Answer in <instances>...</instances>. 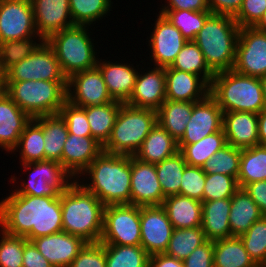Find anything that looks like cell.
<instances>
[{"mask_svg":"<svg viewBox=\"0 0 266 267\" xmlns=\"http://www.w3.org/2000/svg\"><path fill=\"white\" fill-rule=\"evenodd\" d=\"M6 81H67L52 47L44 40L38 48L6 72Z\"/></svg>","mask_w":266,"mask_h":267,"instance_id":"8fae6325","label":"cell"},{"mask_svg":"<svg viewBox=\"0 0 266 267\" xmlns=\"http://www.w3.org/2000/svg\"><path fill=\"white\" fill-rule=\"evenodd\" d=\"M170 67L196 74L202 77L209 85L215 75L207 66L202 51L194 41L186 42Z\"/></svg>","mask_w":266,"mask_h":267,"instance_id":"ab89813d","label":"cell"},{"mask_svg":"<svg viewBox=\"0 0 266 267\" xmlns=\"http://www.w3.org/2000/svg\"><path fill=\"white\" fill-rule=\"evenodd\" d=\"M162 207L174 229L193 228L202 225V202L177 194L165 197Z\"/></svg>","mask_w":266,"mask_h":267,"instance_id":"83f0119b","label":"cell"},{"mask_svg":"<svg viewBox=\"0 0 266 267\" xmlns=\"http://www.w3.org/2000/svg\"><path fill=\"white\" fill-rule=\"evenodd\" d=\"M231 198L202 202V229L210 241L231 237L229 213Z\"/></svg>","mask_w":266,"mask_h":267,"instance_id":"4316f807","label":"cell"},{"mask_svg":"<svg viewBox=\"0 0 266 267\" xmlns=\"http://www.w3.org/2000/svg\"><path fill=\"white\" fill-rule=\"evenodd\" d=\"M262 216L253 199L243 188H239L231 197L229 213L231 237L244 234Z\"/></svg>","mask_w":266,"mask_h":267,"instance_id":"f546056e","label":"cell"},{"mask_svg":"<svg viewBox=\"0 0 266 267\" xmlns=\"http://www.w3.org/2000/svg\"><path fill=\"white\" fill-rule=\"evenodd\" d=\"M223 130L227 144L243 149L259 145L258 114L252 112L223 113Z\"/></svg>","mask_w":266,"mask_h":267,"instance_id":"d4e9b609","label":"cell"},{"mask_svg":"<svg viewBox=\"0 0 266 267\" xmlns=\"http://www.w3.org/2000/svg\"><path fill=\"white\" fill-rule=\"evenodd\" d=\"M39 36L31 0H0V43Z\"/></svg>","mask_w":266,"mask_h":267,"instance_id":"4fadbf2b","label":"cell"},{"mask_svg":"<svg viewBox=\"0 0 266 267\" xmlns=\"http://www.w3.org/2000/svg\"><path fill=\"white\" fill-rule=\"evenodd\" d=\"M4 198L0 200V227L5 233L32 241L63 231L61 194L39 197L12 191Z\"/></svg>","mask_w":266,"mask_h":267,"instance_id":"6da1fadb","label":"cell"},{"mask_svg":"<svg viewBox=\"0 0 266 267\" xmlns=\"http://www.w3.org/2000/svg\"><path fill=\"white\" fill-rule=\"evenodd\" d=\"M140 67L133 92L126 104L157 111L166 100L165 68Z\"/></svg>","mask_w":266,"mask_h":267,"instance_id":"d6986e66","label":"cell"},{"mask_svg":"<svg viewBox=\"0 0 266 267\" xmlns=\"http://www.w3.org/2000/svg\"><path fill=\"white\" fill-rule=\"evenodd\" d=\"M24 237L5 233L0 228V267H22Z\"/></svg>","mask_w":266,"mask_h":267,"instance_id":"c3c4849f","label":"cell"},{"mask_svg":"<svg viewBox=\"0 0 266 267\" xmlns=\"http://www.w3.org/2000/svg\"><path fill=\"white\" fill-rule=\"evenodd\" d=\"M173 230L162 206H140V245L150 256L166 252Z\"/></svg>","mask_w":266,"mask_h":267,"instance_id":"2e32d148","label":"cell"},{"mask_svg":"<svg viewBox=\"0 0 266 267\" xmlns=\"http://www.w3.org/2000/svg\"><path fill=\"white\" fill-rule=\"evenodd\" d=\"M160 10L209 11L207 0H165Z\"/></svg>","mask_w":266,"mask_h":267,"instance_id":"9f6ffc18","label":"cell"},{"mask_svg":"<svg viewBox=\"0 0 266 267\" xmlns=\"http://www.w3.org/2000/svg\"><path fill=\"white\" fill-rule=\"evenodd\" d=\"M31 119L7 94L0 99V148L2 151L10 154Z\"/></svg>","mask_w":266,"mask_h":267,"instance_id":"484cf974","label":"cell"},{"mask_svg":"<svg viewBox=\"0 0 266 267\" xmlns=\"http://www.w3.org/2000/svg\"><path fill=\"white\" fill-rule=\"evenodd\" d=\"M103 151V146L92 137L69 134L62 153L63 167L77 179Z\"/></svg>","mask_w":266,"mask_h":267,"instance_id":"cb8c5ba5","label":"cell"},{"mask_svg":"<svg viewBox=\"0 0 266 267\" xmlns=\"http://www.w3.org/2000/svg\"><path fill=\"white\" fill-rule=\"evenodd\" d=\"M243 0H207L209 11L212 14H220L234 17L241 8Z\"/></svg>","mask_w":266,"mask_h":267,"instance_id":"6f0895ef","label":"cell"},{"mask_svg":"<svg viewBox=\"0 0 266 267\" xmlns=\"http://www.w3.org/2000/svg\"><path fill=\"white\" fill-rule=\"evenodd\" d=\"M6 94L31 118L57 114L67 101V81H6Z\"/></svg>","mask_w":266,"mask_h":267,"instance_id":"52a82bcc","label":"cell"},{"mask_svg":"<svg viewBox=\"0 0 266 267\" xmlns=\"http://www.w3.org/2000/svg\"><path fill=\"white\" fill-rule=\"evenodd\" d=\"M102 244L137 246L141 242L140 206L108 205L104 208Z\"/></svg>","mask_w":266,"mask_h":267,"instance_id":"30bf717a","label":"cell"},{"mask_svg":"<svg viewBox=\"0 0 266 267\" xmlns=\"http://www.w3.org/2000/svg\"><path fill=\"white\" fill-rule=\"evenodd\" d=\"M186 166L187 163L179 151L155 164L158 180L165 197L180 194V183Z\"/></svg>","mask_w":266,"mask_h":267,"instance_id":"60d3db41","label":"cell"},{"mask_svg":"<svg viewBox=\"0 0 266 267\" xmlns=\"http://www.w3.org/2000/svg\"><path fill=\"white\" fill-rule=\"evenodd\" d=\"M266 10V0H243L239 12L233 17L242 27H253Z\"/></svg>","mask_w":266,"mask_h":267,"instance_id":"f5cc1de1","label":"cell"},{"mask_svg":"<svg viewBox=\"0 0 266 267\" xmlns=\"http://www.w3.org/2000/svg\"><path fill=\"white\" fill-rule=\"evenodd\" d=\"M149 267H184L183 261L163 254L150 256Z\"/></svg>","mask_w":266,"mask_h":267,"instance_id":"91938a15","label":"cell"},{"mask_svg":"<svg viewBox=\"0 0 266 267\" xmlns=\"http://www.w3.org/2000/svg\"><path fill=\"white\" fill-rule=\"evenodd\" d=\"M178 151V142L157 122L134 157L145 163L157 164Z\"/></svg>","mask_w":266,"mask_h":267,"instance_id":"f1b7e54d","label":"cell"},{"mask_svg":"<svg viewBox=\"0 0 266 267\" xmlns=\"http://www.w3.org/2000/svg\"><path fill=\"white\" fill-rule=\"evenodd\" d=\"M66 90L67 101L77 107L102 105L114 101L97 66L69 77Z\"/></svg>","mask_w":266,"mask_h":267,"instance_id":"9a60e30c","label":"cell"},{"mask_svg":"<svg viewBox=\"0 0 266 267\" xmlns=\"http://www.w3.org/2000/svg\"><path fill=\"white\" fill-rule=\"evenodd\" d=\"M106 267H149L150 255L141 245L105 244Z\"/></svg>","mask_w":266,"mask_h":267,"instance_id":"74e56055","label":"cell"},{"mask_svg":"<svg viewBox=\"0 0 266 267\" xmlns=\"http://www.w3.org/2000/svg\"><path fill=\"white\" fill-rule=\"evenodd\" d=\"M59 114L64 118L69 134L92 137L86 116V107H77L66 101Z\"/></svg>","mask_w":266,"mask_h":267,"instance_id":"681fc988","label":"cell"},{"mask_svg":"<svg viewBox=\"0 0 266 267\" xmlns=\"http://www.w3.org/2000/svg\"><path fill=\"white\" fill-rule=\"evenodd\" d=\"M205 180L202 167L187 165L182 174L180 194L203 202Z\"/></svg>","mask_w":266,"mask_h":267,"instance_id":"f907efd6","label":"cell"},{"mask_svg":"<svg viewBox=\"0 0 266 267\" xmlns=\"http://www.w3.org/2000/svg\"><path fill=\"white\" fill-rule=\"evenodd\" d=\"M233 70L259 78L266 75V32L240 28Z\"/></svg>","mask_w":266,"mask_h":267,"instance_id":"7c38bea8","label":"cell"},{"mask_svg":"<svg viewBox=\"0 0 266 267\" xmlns=\"http://www.w3.org/2000/svg\"><path fill=\"white\" fill-rule=\"evenodd\" d=\"M169 22L177 27L187 41H193L204 26L210 11L160 10Z\"/></svg>","mask_w":266,"mask_h":267,"instance_id":"7bdbcfd3","label":"cell"},{"mask_svg":"<svg viewBox=\"0 0 266 267\" xmlns=\"http://www.w3.org/2000/svg\"><path fill=\"white\" fill-rule=\"evenodd\" d=\"M37 34L47 40L52 34L74 26L69 0H31Z\"/></svg>","mask_w":266,"mask_h":267,"instance_id":"44dd1931","label":"cell"},{"mask_svg":"<svg viewBox=\"0 0 266 267\" xmlns=\"http://www.w3.org/2000/svg\"><path fill=\"white\" fill-rule=\"evenodd\" d=\"M184 267H214L213 264V241L206 240L198 246L186 259Z\"/></svg>","mask_w":266,"mask_h":267,"instance_id":"db71d44e","label":"cell"},{"mask_svg":"<svg viewBox=\"0 0 266 267\" xmlns=\"http://www.w3.org/2000/svg\"><path fill=\"white\" fill-rule=\"evenodd\" d=\"M44 133L42 127L32 118L20 135L18 144L11 154L19 152V163L26 164L45 160ZM13 152V153H12Z\"/></svg>","mask_w":266,"mask_h":267,"instance_id":"8d00e7d4","label":"cell"},{"mask_svg":"<svg viewBox=\"0 0 266 267\" xmlns=\"http://www.w3.org/2000/svg\"><path fill=\"white\" fill-rule=\"evenodd\" d=\"M240 157L241 149L227 144L208 159L202 169L206 174L221 173L237 179Z\"/></svg>","mask_w":266,"mask_h":267,"instance_id":"f6af8a7d","label":"cell"},{"mask_svg":"<svg viewBox=\"0 0 266 267\" xmlns=\"http://www.w3.org/2000/svg\"><path fill=\"white\" fill-rule=\"evenodd\" d=\"M91 27L93 28L88 25H74L52 34L46 40L54 50L61 71L67 79L75 73L97 66L100 51L95 48L98 42L94 43L92 39L96 37H92L93 33L89 30Z\"/></svg>","mask_w":266,"mask_h":267,"instance_id":"8992f818","label":"cell"},{"mask_svg":"<svg viewBox=\"0 0 266 267\" xmlns=\"http://www.w3.org/2000/svg\"><path fill=\"white\" fill-rule=\"evenodd\" d=\"M156 123V110L137 108L123 103L120 106L111 136L103 146V151L134 156Z\"/></svg>","mask_w":266,"mask_h":267,"instance_id":"ba28073f","label":"cell"},{"mask_svg":"<svg viewBox=\"0 0 266 267\" xmlns=\"http://www.w3.org/2000/svg\"><path fill=\"white\" fill-rule=\"evenodd\" d=\"M243 189L259 207L263 216H266V180L249 183Z\"/></svg>","mask_w":266,"mask_h":267,"instance_id":"680465c9","label":"cell"},{"mask_svg":"<svg viewBox=\"0 0 266 267\" xmlns=\"http://www.w3.org/2000/svg\"><path fill=\"white\" fill-rule=\"evenodd\" d=\"M22 267H54L37 249L32 241L24 237Z\"/></svg>","mask_w":266,"mask_h":267,"instance_id":"11a10c76","label":"cell"},{"mask_svg":"<svg viewBox=\"0 0 266 267\" xmlns=\"http://www.w3.org/2000/svg\"><path fill=\"white\" fill-rule=\"evenodd\" d=\"M32 242L54 267H69L87 243L82 238L64 231L40 236Z\"/></svg>","mask_w":266,"mask_h":267,"instance_id":"7402d4cb","label":"cell"},{"mask_svg":"<svg viewBox=\"0 0 266 267\" xmlns=\"http://www.w3.org/2000/svg\"><path fill=\"white\" fill-rule=\"evenodd\" d=\"M260 81L262 84V91H263L264 100H265V104H266V75L260 77Z\"/></svg>","mask_w":266,"mask_h":267,"instance_id":"e7e4bbea","label":"cell"},{"mask_svg":"<svg viewBox=\"0 0 266 267\" xmlns=\"http://www.w3.org/2000/svg\"><path fill=\"white\" fill-rule=\"evenodd\" d=\"M227 145L224 130L214 132L200 141L178 145L179 152L183 155L187 165L202 167L218 150Z\"/></svg>","mask_w":266,"mask_h":267,"instance_id":"e575fe53","label":"cell"},{"mask_svg":"<svg viewBox=\"0 0 266 267\" xmlns=\"http://www.w3.org/2000/svg\"><path fill=\"white\" fill-rule=\"evenodd\" d=\"M164 199L155 164L145 163L131 156L130 204L162 206Z\"/></svg>","mask_w":266,"mask_h":267,"instance_id":"ac0fdd59","label":"cell"},{"mask_svg":"<svg viewBox=\"0 0 266 267\" xmlns=\"http://www.w3.org/2000/svg\"><path fill=\"white\" fill-rule=\"evenodd\" d=\"M253 27L259 31L266 32V10Z\"/></svg>","mask_w":266,"mask_h":267,"instance_id":"be15d7a7","label":"cell"},{"mask_svg":"<svg viewBox=\"0 0 266 267\" xmlns=\"http://www.w3.org/2000/svg\"><path fill=\"white\" fill-rule=\"evenodd\" d=\"M120 101H112L102 105L86 107V116L90 125L92 138L104 146L109 140L115 124L120 106Z\"/></svg>","mask_w":266,"mask_h":267,"instance_id":"836d02e7","label":"cell"},{"mask_svg":"<svg viewBox=\"0 0 266 267\" xmlns=\"http://www.w3.org/2000/svg\"><path fill=\"white\" fill-rule=\"evenodd\" d=\"M166 99L174 101L197 102L204 99L210 85L200 76L165 67Z\"/></svg>","mask_w":266,"mask_h":267,"instance_id":"603a6c76","label":"cell"},{"mask_svg":"<svg viewBox=\"0 0 266 267\" xmlns=\"http://www.w3.org/2000/svg\"><path fill=\"white\" fill-rule=\"evenodd\" d=\"M69 6L74 25L94 26L113 11L112 0H69Z\"/></svg>","mask_w":266,"mask_h":267,"instance_id":"f35d334b","label":"cell"},{"mask_svg":"<svg viewBox=\"0 0 266 267\" xmlns=\"http://www.w3.org/2000/svg\"><path fill=\"white\" fill-rule=\"evenodd\" d=\"M206 240L201 226L174 229L165 254L183 261Z\"/></svg>","mask_w":266,"mask_h":267,"instance_id":"b9f144b4","label":"cell"},{"mask_svg":"<svg viewBox=\"0 0 266 267\" xmlns=\"http://www.w3.org/2000/svg\"><path fill=\"white\" fill-rule=\"evenodd\" d=\"M7 85H6V75L0 69V99L6 95Z\"/></svg>","mask_w":266,"mask_h":267,"instance_id":"6125c7cd","label":"cell"},{"mask_svg":"<svg viewBox=\"0 0 266 267\" xmlns=\"http://www.w3.org/2000/svg\"><path fill=\"white\" fill-rule=\"evenodd\" d=\"M209 94L225 112H252L259 114L266 108L259 77L227 70L214 75Z\"/></svg>","mask_w":266,"mask_h":267,"instance_id":"5b68a950","label":"cell"},{"mask_svg":"<svg viewBox=\"0 0 266 267\" xmlns=\"http://www.w3.org/2000/svg\"><path fill=\"white\" fill-rule=\"evenodd\" d=\"M43 129L45 160H54L62 164V153L69 135L64 118L59 114L33 118Z\"/></svg>","mask_w":266,"mask_h":267,"instance_id":"4dcf8cb0","label":"cell"},{"mask_svg":"<svg viewBox=\"0 0 266 267\" xmlns=\"http://www.w3.org/2000/svg\"><path fill=\"white\" fill-rule=\"evenodd\" d=\"M223 129V111L216 100L208 94L204 99L194 102L190 121L178 145L193 144L214 132Z\"/></svg>","mask_w":266,"mask_h":267,"instance_id":"e0dca14e","label":"cell"},{"mask_svg":"<svg viewBox=\"0 0 266 267\" xmlns=\"http://www.w3.org/2000/svg\"><path fill=\"white\" fill-rule=\"evenodd\" d=\"M266 180V146H253L241 149L237 181L240 188L247 184Z\"/></svg>","mask_w":266,"mask_h":267,"instance_id":"d590c367","label":"cell"},{"mask_svg":"<svg viewBox=\"0 0 266 267\" xmlns=\"http://www.w3.org/2000/svg\"><path fill=\"white\" fill-rule=\"evenodd\" d=\"M155 17V23L151 24L153 31L147 38L151 50L148 55L154 67L165 68L172 65L187 40L163 14L158 12Z\"/></svg>","mask_w":266,"mask_h":267,"instance_id":"5bb4252c","label":"cell"},{"mask_svg":"<svg viewBox=\"0 0 266 267\" xmlns=\"http://www.w3.org/2000/svg\"><path fill=\"white\" fill-rule=\"evenodd\" d=\"M20 165L23 167V172L27 171L26 175L29 172L25 176L28 182L21 179L19 187L17 185L19 177L11 175V178H9L11 184L16 183L12 185V188H15L12 190L19 195L59 197L76 180L58 161L44 160Z\"/></svg>","mask_w":266,"mask_h":267,"instance_id":"9c48e42d","label":"cell"},{"mask_svg":"<svg viewBox=\"0 0 266 267\" xmlns=\"http://www.w3.org/2000/svg\"><path fill=\"white\" fill-rule=\"evenodd\" d=\"M250 257L259 267H266V216H262L239 236Z\"/></svg>","mask_w":266,"mask_h":267,"instance_id":"bcb514c9","label":"cell"},{"mask_svg":"<svg viewBox=\"0 0 266 267\" xmlns=\"http://www.w3.org/2000/svg\"><path fill=\"white\" fill-rule=\"evenodd\" d=\"M76 181L105 206L130 204L131 155L102 151Z\"/></svg>","mask_w":266,"mask_h":267,"instance_id":"7a4b0ae2","label":"cell"},{"mask_svg":"<svg viewBox=\"0 0 266 267\" xmlns=\"http://www.w3.org/2000/svg\"><path fill=\"white\" fill-rule=\"evenodd\" d=\"M37 41V42H36ZM44 40L40 36L0 43V69L6 72L32 54Z\"/></svg>","mask_w":266,"mask_h":267,"instance_id":"ee69618b","label":"cell"},{"mask_svg":"<svg viewBox=\"0 0 266 267\" xmlns=\"http://www.w3.org/2000/svg\"><path fill=\"white\" fill-rule=\"evenodd\" d=\"M69 267H106L105 244L86 243Z\"/></svg>","mask_w":266,"mask_h":267,"instance_id":"816d5d0a","label":"cell"},{"mask_svg":"<svg viewBox=\"0 0 266 267\" xmlns=\"http://www.w3.org/2000/svg\"><path fill=\"white\" fill-rule=\"evenodd\" d=\"M213 264L214 267H259L237 236L213 241Z\"/></svg>","mask_w":266,"mask_h":267,"instance_id":"d6a6232c","label":"cell"},{"mask_svg":"<svg viewBox=\"0 0 266 267\" xmlns=\"http://www.w3.org/2000/svg\"><path fill=\"white\" fill-rule=\"evenodd\" d=\"M105 205L78 181L61 193L63 231L82 238L87 243H97L103 231Z\"/></svg>","mask_w":266,"mask_h":267,"instance_id":"3957f363","label":"cell"},{"mask_svg":"<svg viewBox=\"0 0 266 267\" xmlns=\"http://www.w3.org/2000/svg\"><path fill=\"white\" fill-rule=\"evenodd\" d=\"M194 102L174 101L166 99L157 110V122L177 142L185 133L190 121Z\"/></svg>","mask_w":266,"mask_h":267,"instance_id":"1f68e13d","label":"cell"},{"mask_svg":"<svg viewBox=\"0 0 266 267\" xmlns=\"http://www.w3.org/2000/svg\"><path fill=\"white\" fill-rule=\"evenodd\" d=\"M98 58L97 67L102 73L107 90L115 101L126 103L134 89L140 63L136 66L125 60L108 61ZM121 62V63H120ZM126 62V63H125Z\"/></svg>","mask_w":266,"mask_h":267,"instance_id":"ffe728a7","label":"cell"},{"mask_svg":"<svg viewBox=\"0 0 266 267\" xmlns=\"http://www.w3.org/2000/svg\"><path fill=\"white\" fill-rule=\"evenodd\" d=\"M259 145L266 146V108L258 114Z\"/></svg>","mask_w":266,"mask_h":267,"instance_id":"94428289","label":"cell"},{"mask_svg":"<svg viewBox=\"0 0 266 267\" xmlns=\"http://www.w3.org/2000/svg\"><path fill=\"white\" fill-rule=\"evenodd\" d=\"M239 188L238 181L233 176L206 174L203 202L231 198Z\"/></svg>","mask_w":266,"mask_h":267,"instance_id":"7dc6e473","label":"cell"},{"mask_svg":"<svg viewBox=\"0 0 266 267\" xmlns=\"http://www.w3.org/2000/svg\"><path fill=\"white\" fill-rule=\"evenodd\" d=\"M239 30L232 16L211 14L193 40L214 74L233 69Z\"/></svg>","mask_w":266,"mask_h":267,"instance_id":"277c9868","label":"cell"}]
</instances>
